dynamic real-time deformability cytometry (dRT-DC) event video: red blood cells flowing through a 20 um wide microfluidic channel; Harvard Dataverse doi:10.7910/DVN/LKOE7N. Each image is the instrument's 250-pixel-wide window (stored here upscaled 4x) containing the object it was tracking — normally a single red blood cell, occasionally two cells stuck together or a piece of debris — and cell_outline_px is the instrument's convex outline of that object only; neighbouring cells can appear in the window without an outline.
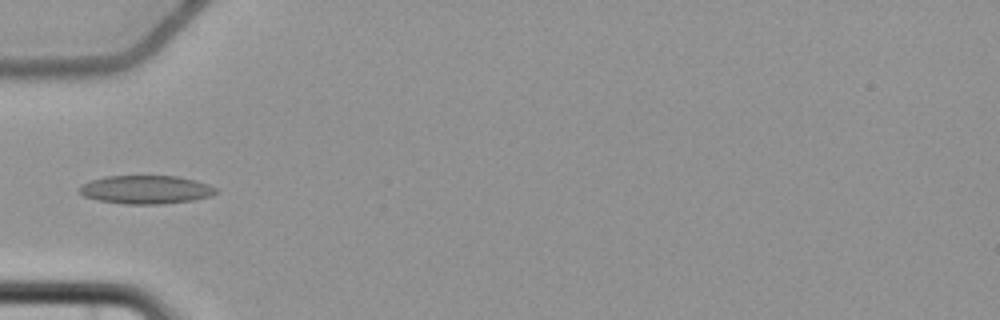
{"species": "common noctule bat (a hibernating species)", "species_latin": "Nyctalus noctula", "temperature_condition": "cold", "stored_images_in_passage": 5, "camera_frame_rate_fps": 3000, "um_per_image_px": 0.085, "animal": {"sex": "female", "body_mass_g": 22.7, "forearm_length_mm": 54.2}, "frame": {"image": 1, "passage_image": 5, "time_ms": 4.667, "image_size_px": [1000, 320], "cell_outline_px": [[220, 192], [212, 196], [192, 200], [164, 204], [124, 204], [100, 200], [84, 196], [76, 188], [80, 184], [104, 176], [176, 176], [196, 180], [208, 184], [216, 188]], "centroid_in_image_um": [12.41, 16.12], "position_along_channel_um": 72.6, "area_um2": 22.77}}